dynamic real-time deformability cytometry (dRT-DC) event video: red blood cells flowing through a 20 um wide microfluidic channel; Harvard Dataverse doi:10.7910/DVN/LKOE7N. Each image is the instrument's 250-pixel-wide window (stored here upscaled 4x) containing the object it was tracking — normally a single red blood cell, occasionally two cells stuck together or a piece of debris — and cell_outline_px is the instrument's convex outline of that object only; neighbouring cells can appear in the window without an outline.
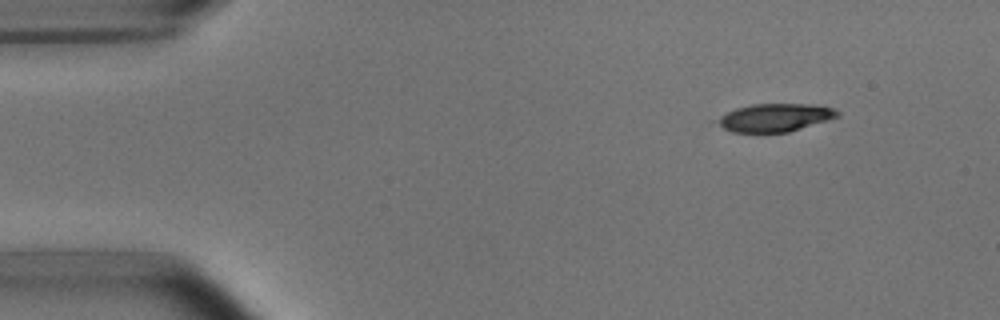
{"species": "common noctule bat (a hibernating species)", "species_latin": "Nyctalus noctula", "temperature_condition": "room temperature", "stored_images_in_passage": 4, "camera_frame_rate_fps": 3000, "um_per_image_px": 0.085, "animal": {"sex": "male", "body_mass_g": 15.6}, "frame": {"image": 1, "passage_image": 1, "time_ms": 0.0, "image_size_px": [1000, 320], "cell_outline_px": [[840, 116], [828, 120], [788, 132], [732, 132], [708, 120], [736, 108], [752, 104], [816, 104], [832, 108], [840, 112]], "centroid_in_image_um": [65.8, 9.99], "position_along_channel_um": 19.2, "area_um2": 19.88}}